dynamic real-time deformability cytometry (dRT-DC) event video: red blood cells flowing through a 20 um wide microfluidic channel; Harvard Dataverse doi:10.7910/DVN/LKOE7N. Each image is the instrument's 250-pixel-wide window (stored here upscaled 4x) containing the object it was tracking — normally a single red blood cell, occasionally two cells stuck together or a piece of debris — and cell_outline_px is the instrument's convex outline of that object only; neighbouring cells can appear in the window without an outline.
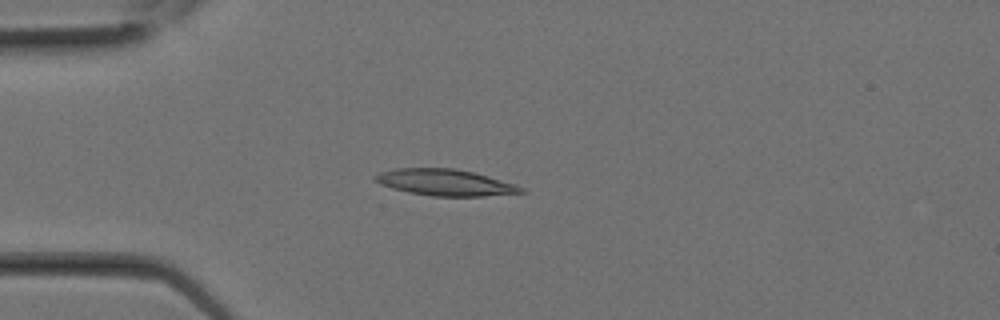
{"species": "Egyptian fruit bat (a non-hibernating species)", "species_latin": "Rousettus aegyptiacus", "temperature_condition": "room temperature", "stored_images_in_passage": 11, "camera_frame_rate_fps": 3000, "um_per_image_px": 0.085, "animal": {"sex": "female"}, "frame": {"image": 1, "passage_image": 7, "time_ms": 2.0, "image_size_px": [1000, 320], "cell_outline_px": [[528, 192], [484, 196], [432, 196], [408, 192], [392, 188], [372, 180], [372, 176], [380, 172], [396, 168], [452, 168], [472, 172], [488, 176], [516, 184], [524, 188]], "centroid_in_image_um": [37.83, 15.51], "position_along_channel_um": 47.2, "area_um2": 22.48}}
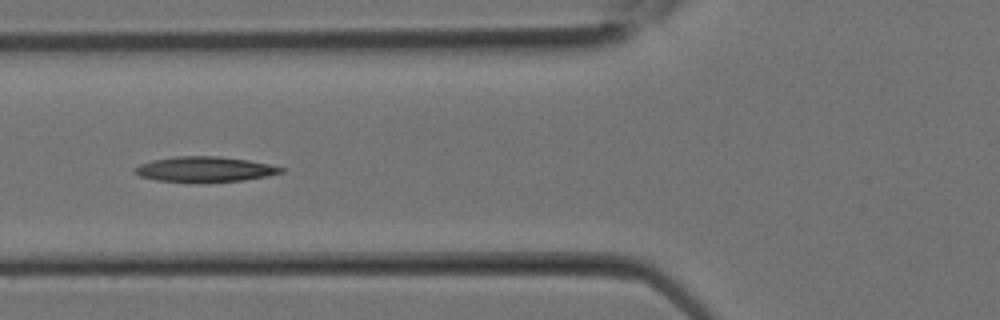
{"frame": {"image": 2, "passage_image": 10, "time_ms": 3.0, "image_size_px": [1000, 320], "cell_outline_px": [[288, 168], [284, 172], [268, 176], [244, 180], [156, 180], [140, 176], [132, 172], [132, 168], [140, 164], [152, 160], [176, 156], [216, 156], [248, 160]], "centroid_in_image_um": [17.42, 14.35], "position_along_channel_um": 108.4, "area_um2": 20.92}}